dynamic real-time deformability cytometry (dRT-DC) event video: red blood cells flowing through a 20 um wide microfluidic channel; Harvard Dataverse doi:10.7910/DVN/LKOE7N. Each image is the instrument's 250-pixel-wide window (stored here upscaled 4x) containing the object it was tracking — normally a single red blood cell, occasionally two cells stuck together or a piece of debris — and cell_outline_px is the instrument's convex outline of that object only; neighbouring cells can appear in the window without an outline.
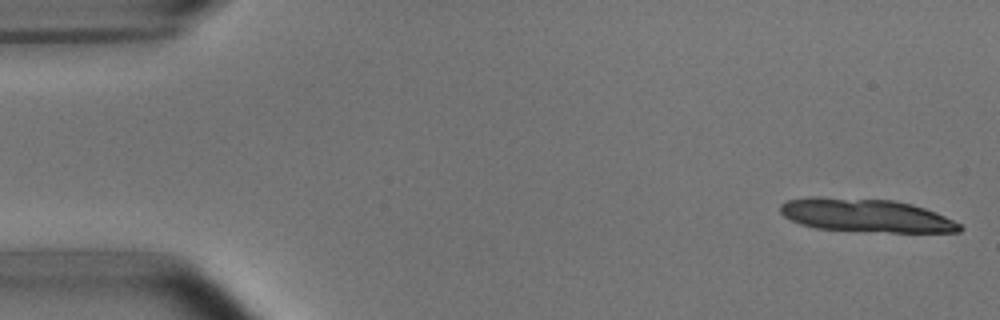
{"species": "common noctule bat (a hibernating species)", "species_latin": "Nyctalus noctula", "temperature_condition": "room temperature", "stored_images_in_passage": 12, "camera_frame_rate_fps": 3000, "um_per_image_px": 0.085, "animal": {"sex": "male", "body_mass_g": 15.6}, "frame": {"image": 1, "passage_image": 1, "time_ms": 0.0, "image_size_px": [1000, 320], "cell_outline_px": [[964, 228], [960, 232], [888, 232], [816, 228], [800, 224], [784, 216], [780, 212], [780, 204], [788, 200], [812, 196], [820, 196], [892, 200], [912, 204], [936, 212], [960, 224]], "centroid_in_image_um": [73.59, 18.3], "position_along_channel_um": 11.4, "area_um2": 34.8}}